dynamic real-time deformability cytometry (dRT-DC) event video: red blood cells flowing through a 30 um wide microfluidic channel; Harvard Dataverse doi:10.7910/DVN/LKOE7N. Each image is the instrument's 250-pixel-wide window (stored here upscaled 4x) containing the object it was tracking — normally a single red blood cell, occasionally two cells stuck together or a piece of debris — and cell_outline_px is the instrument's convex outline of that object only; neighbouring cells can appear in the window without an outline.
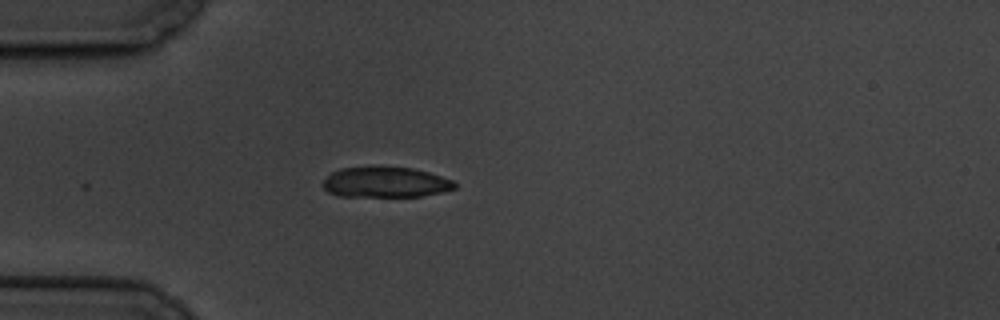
{"species": "common noctule bat (a hibernating species)", "species_latin": "Nyctalus noctula", "temperature_condition": "cold", "stored_images_in_passage": 1, "camera_frame_rate_fps": 3000, "um_per_image_px": 0.085, "animal": {"sex": "male", "body_mass_g": 19.5, "forearm_length_mm": 54.6}, "frame": {"image": 1, "passage_image": 1, "time_ms": 0.0, "image_size_px": [1000, 320], "cell_outline_px": [[456, 188], [440, 192], [420, 196], [340, 196], [328, 192], [320, 184], [332, 172], [340, 168], [372, 164], [380, 164], [412, 168], [428, 172], [452, 180], [456, 184]], "centroid_in_image_um": [32.7, 15.44], "position_along_channel_um": 52.3, "area_um2": 24.04}}